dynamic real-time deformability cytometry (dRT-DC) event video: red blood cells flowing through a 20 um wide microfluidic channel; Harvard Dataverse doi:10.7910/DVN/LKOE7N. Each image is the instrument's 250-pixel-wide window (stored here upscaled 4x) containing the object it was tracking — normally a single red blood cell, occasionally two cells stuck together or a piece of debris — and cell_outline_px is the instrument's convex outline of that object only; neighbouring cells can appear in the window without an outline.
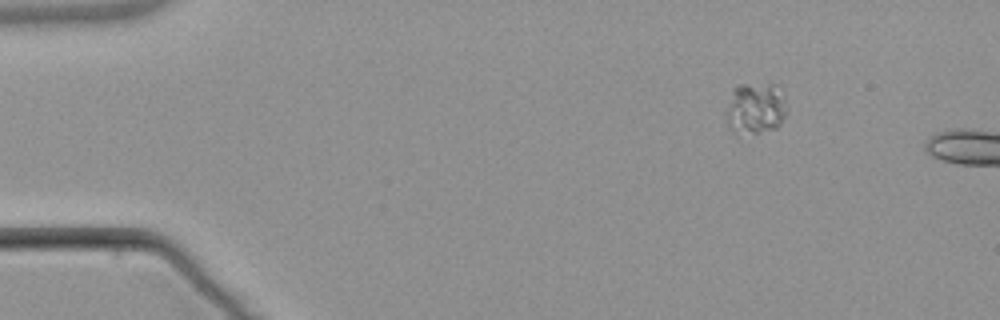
{"species": "common noctule bat (a hibernating species)", "species_latin": "Nyctalus noctula", "temperature_condition": "warm", "stored_images_in_passage": 2, "segment_of_instrument_passage": [1, 2], "camera_frame_rate_fps": 3000, "um_per_image_px": 0.085, "animal": {"sex": "male", "body_mass_g": 21.5, "forearm_length_mm": 52.0}, "frame": {"image": 1, "passage_image": 1, "time_ms": 0.0, "image_size_px": [1000, 320], "cell_outline_px": [[788, 112], [780, 124], [776, 128], [760, 132], [736, 136], [732, 132], [728, 124], [724, 112], [732, 88], [736, 84], [776, 84], [784, 96], [788, 108]], "centroid_in_image_um": [64.18, 9.22], "position_along_channel_um": 20.8, "area_um2": 19.02}}